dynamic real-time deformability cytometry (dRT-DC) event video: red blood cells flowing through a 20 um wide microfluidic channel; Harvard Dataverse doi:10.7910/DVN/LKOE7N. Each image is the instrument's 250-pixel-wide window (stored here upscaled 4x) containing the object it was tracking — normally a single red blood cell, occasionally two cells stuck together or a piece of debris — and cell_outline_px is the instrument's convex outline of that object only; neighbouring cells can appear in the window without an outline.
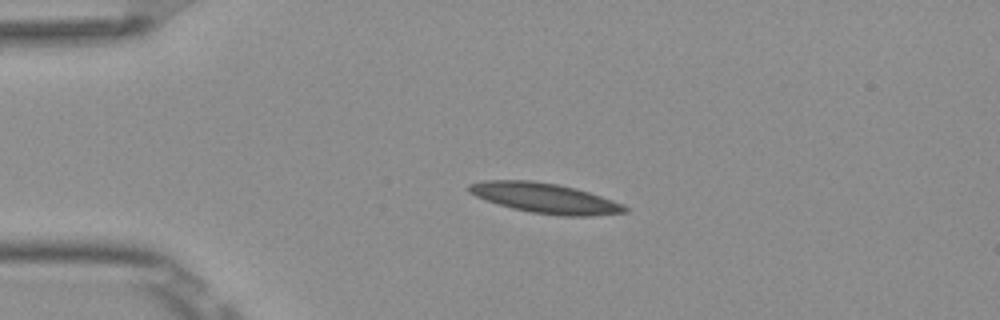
{"species": "Egyptian fruit bat (a non-hibernating species)", "species_latin": "Rousettus aegyptiacus", "temperature_condition": "room temperature", "stored_images_in_passage": 42, "camera_frame_rate_fps": 3000, "um_per_image_px": 0.085, "frame": {"image": 1, "passage_image": 1, "time_ms": 0.0, "image_size_px": [1000, 320], "cell_outline_px": [[628, 212], [592, 216], [564, 216], [532, 212], [512, 208], [476, 196], [468, 192], [468, 184], [484, 180], [532, 180], [556, 184], [576, 188], [624, 204], [628, 208]], "centroid_in_image_um": [46.34, 16.83], "position_along_channel_um": 38.7, "area_um2": 27.11}}
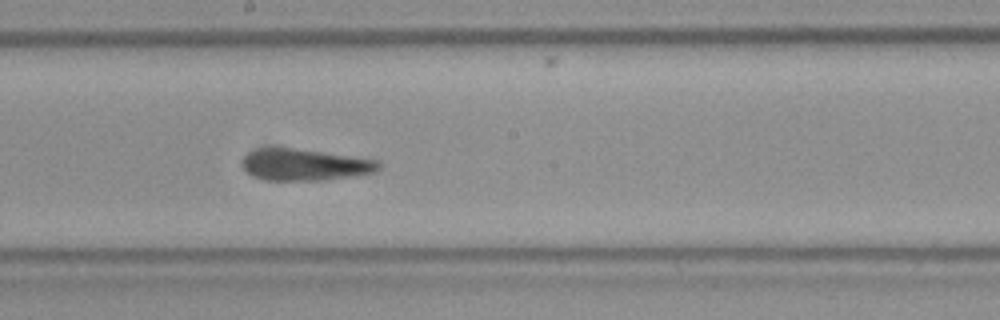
{"frame": {"image": 2, "passage_image": 18, "time_ms": 5.667, "image_size_px": [1000, 320], "cell_outline_px": [[380, 168], [376, 172], [324, 180], [268, 180], [256, 176], [248, 172], [240, 164], [240, 160], [248, 152], [260, 148], [296, 148], [376, 160], [380, 164]], "centroid_in_image_um": [25.87, 14.0], "position_along_channel_um": 222.3, "area_um2": 24.85}}
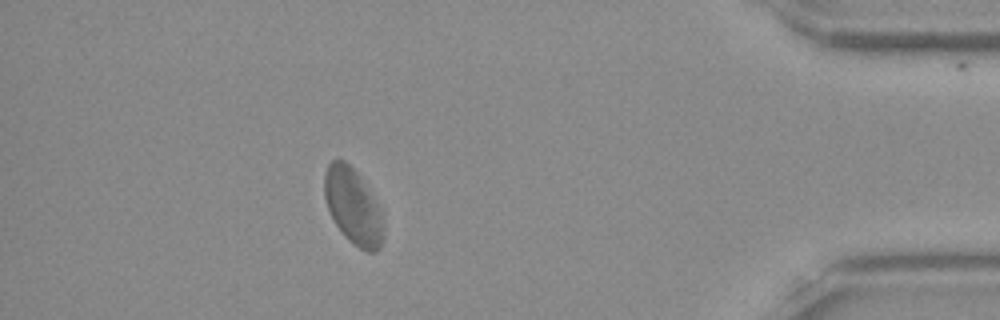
{"frame": {"image": 3, "passage_image": 36, "time_ms": 11.667, "image_size_px": [1000, 320], "cell_outline_px": [[384, 240], [380, 248], [376, 252], [368, 252], [352, 244], [344, 236], [336, 224], [328, 208], [324, 196], [324, 172], [328, 164], [332, 160], [344, 160], [360, 176], [380, 208], [384, 224]], "centroid_in_image_um": [30.03, 17.57], "position_along_channel_um": 405.2, "area_um2": 26.18}, "authors_computed_cell_mechanics": {"area_um2": 25.5476, "velocity_mm_per_s": 3.8346, "shape_relaxation_time_tau1_ms": 9.9117, "shape_relaxation_time_tau2_ms": 2.1046, "deformation_change_tau1": 0.2065, "deformation_change_tau2": 0.0627}}